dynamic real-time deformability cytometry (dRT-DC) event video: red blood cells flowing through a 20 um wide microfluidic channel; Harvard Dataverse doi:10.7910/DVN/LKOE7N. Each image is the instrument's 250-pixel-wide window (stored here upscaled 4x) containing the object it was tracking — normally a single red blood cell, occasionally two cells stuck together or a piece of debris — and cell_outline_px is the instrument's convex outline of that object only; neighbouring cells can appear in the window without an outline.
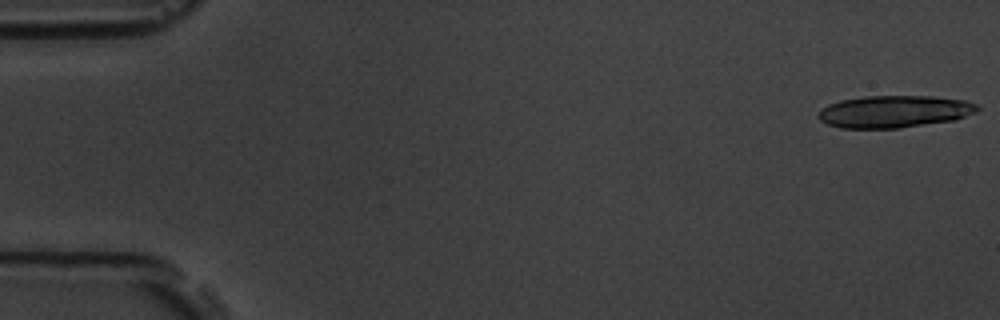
{"species": "common noctule bat (a hibernating species)", "species_latin": "Nyctalus noctula", "temperature_condition": "room temperature", "stored_images_in_passage": 18, "camera_frame_rate_fps": 3000, "um_per_image_px": 0.085, "animal": {"sex": "male", "body_mass_g": 19.5, "forearm_length_mm": 54.6}, "frame": {"image": 1, "passage_image": 1, "time_ms": 0.0, "image_size_px": [1000, 320], "cell_outline_px": [[980, 108], [976, 112], [956, 120], [896, 128], [840, 128], [828, 124], [820, 120], [816, 116], [828, 104], [840, 100], [864, 96], [932, 96], [964, 100], [976, 104]], "centroid_in_image_um": [76.02, 9.48], "position_along_channel_um": 9.0, "area_um2": 29.77}}